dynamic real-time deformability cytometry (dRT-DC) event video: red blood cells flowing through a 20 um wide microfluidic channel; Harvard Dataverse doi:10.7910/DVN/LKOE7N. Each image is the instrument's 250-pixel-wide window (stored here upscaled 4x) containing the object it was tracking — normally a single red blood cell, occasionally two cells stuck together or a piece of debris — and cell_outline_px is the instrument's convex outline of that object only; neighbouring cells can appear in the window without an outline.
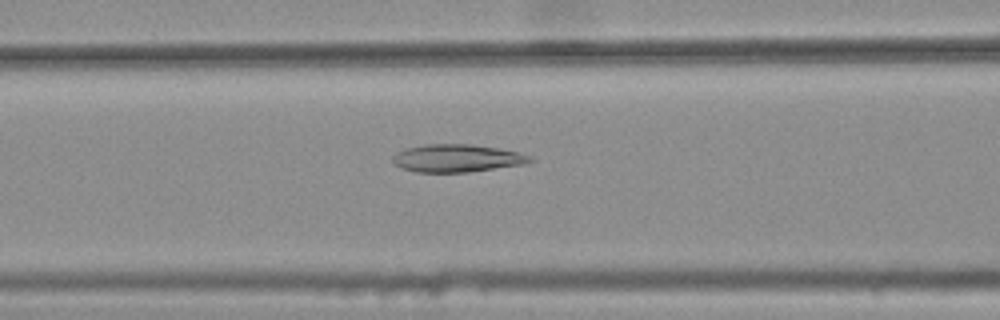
{"species": "common noctule bat (a hibernating species)", "species_latin": "Nyctalus noctula", "temperature_condition": "warm", "stored_images_in_passage": 47, "camera_frame_rate_fps": 3000, "um_per_image_px": 0.085, "animal": {"sex": "female", "body_mass_g": 25.1}, "frame": {"image": 1, "passage_image": 21, "time_ms": 6.667, "image_size_px": [1000, 320], "cell_outline_px": [[536, 160], [524, 164], [468, 172], [416, 172], [404, 168], [396, 164], [392, 160], [392, 156], [396, 152], [404, 148], [424, 144], [472, 144], [496, 148], [516, 152], [532, 156]], "centroid_in_image_um": [38.83, 13.44], "position_along_channel_um": 127.8, "area_um2": 22.14}}
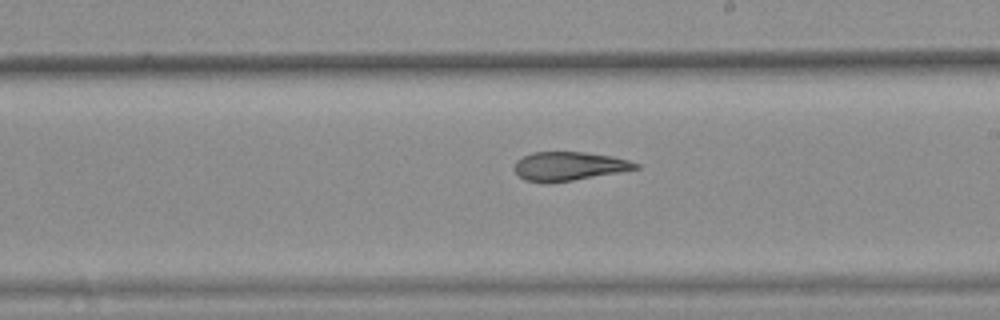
{"frame": {"image": 2, "passage_image": 30, "time_ms": 9.667, "image_size_px": [1000, 320], "cell_outline_px": [[640, 168], [620, 172], [548, 184], [544, 184], [524, 180], [512, 168], [516, 160], [532, 152], [584, 152], [612, 156], [628, 160], [640, 164]], "centroid_in_image_um": [48.32, 14.14], "position_along_channel_um": 240.7, "area_um2": 20.52}}
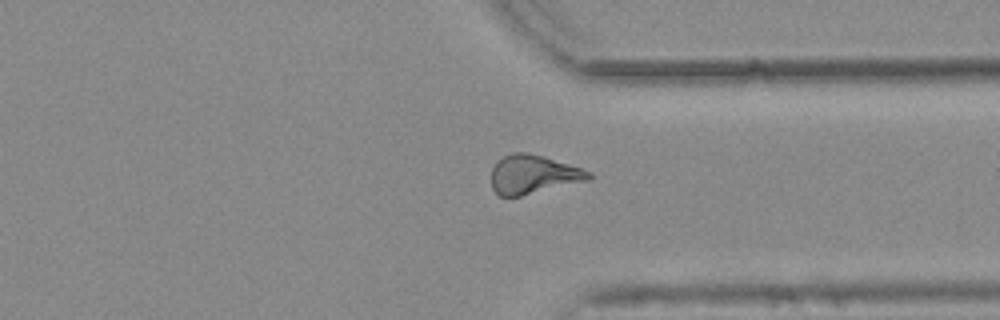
{"frame": {"image": 3, "passage_image": 40, "time_ms": 13.0, "image_size_px": [1000, 320], "cell_outline_px": [[592, 176], [588, 180], [520, 196], [500, 196], [492, 188], [492, 168], [504, 156], [512, 152], [528, 152], [544, 156], [592, 172]], "centroid_in_image_um": [45.32, 14.82], "position_along_channel_um": 366.1, "area_um2": 21.73}, "authors_computed_cell_mechanics": {"area_um2": 21.9062, "velocity_mm_per_s": 3.7743, "shape_relaxation_time_tau1_ms": null, "shape_relaxation_time_tau2_ms": 3.2793, "deformation_change_tau1": null, "deformation_change_tau2": 0.1162}}